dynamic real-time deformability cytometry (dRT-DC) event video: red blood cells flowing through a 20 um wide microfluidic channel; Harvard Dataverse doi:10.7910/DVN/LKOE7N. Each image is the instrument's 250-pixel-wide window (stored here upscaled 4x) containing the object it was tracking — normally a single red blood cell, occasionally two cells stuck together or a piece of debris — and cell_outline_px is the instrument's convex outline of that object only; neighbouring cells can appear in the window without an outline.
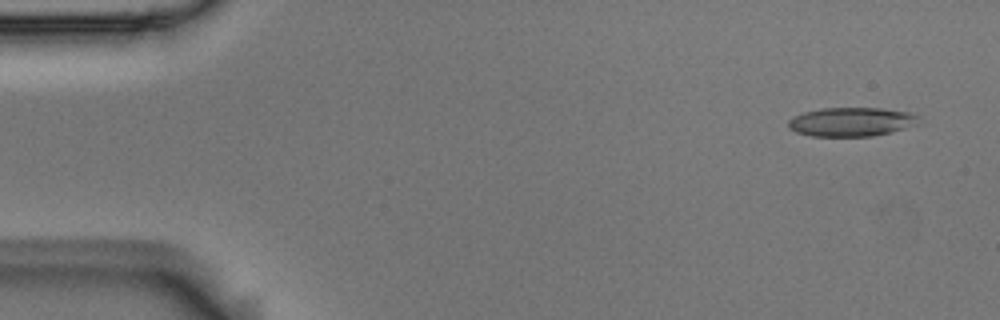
{"species": "Egyptian fruit bat (a non-hibernating species)", "species_latin": "Rousettus aegyptiacus", "temperature_condition": "room temperature", "stored_images_in_passage": 53, "camera_frame_rate_fps": 3000, "um_per_image_px": 0.085, "animal": {"sex": "male"}, "frame": {"image": 1, "passage_image": 3, "time_ms": 0.667, "image_size_px": [1000, 320], "cell_outline_px": [[924, 124], [892, 132], [872, 136], [812, 136], [796, 132], [788, 128], [788, 120], [804, 112], [820, 108], [884, 108], [912, 112], [920, 116]], "centroid_in_image_um": [72.5, 10.35], "position_along_channel_um": 12.5, "area_um2": 22.54}}
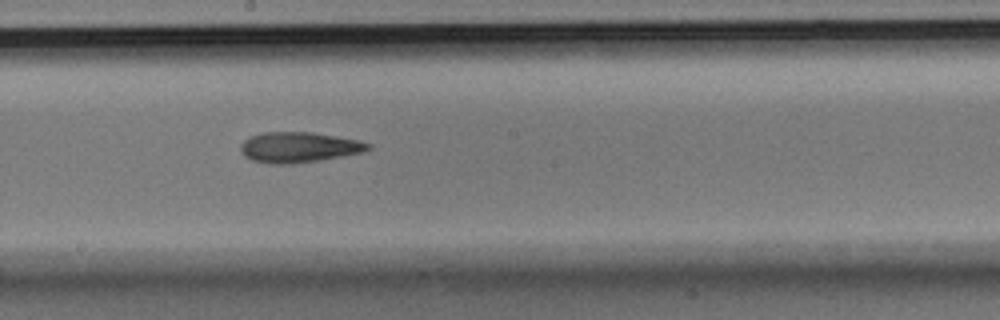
{"frame": {"image": 2, "passage_image": 29, "time_ms": 9.333, "image_size_px": [1000, 320], "cell_outline_px": [[372, 148], [364, 152], [320, 160], [292, 164], [272, 164], [252, 160], [244, 156], [240, 148], [240, 144], [248, 136], [264, 132], [312, 132], [360, 140], [372, 144]], "centroid_in_image_um": [25.41, 12.51], "position_along_channel_um": 222.8, "area_um2": 22.83}}
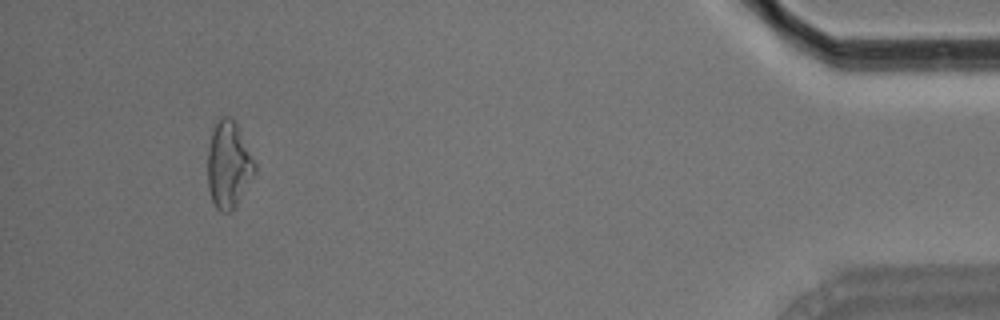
{"frame": {"image": 3, "passage_image": 50, "time_ms": 16.333, "image_size_px": [1000, 320], "cell_outline_px": [[256, 172], [236, 204], [228, 212], [220, 212], [216, 208], [212, 200], [208, 188], [208, 148], [212, 128], [216, 120], [220, 116], [232, 116], [236, 120], [256, 164]], "centroid_in_image_um": [19.42, 13.93], "position_along_channel_um": 415.8, "area_um2": 24.04}, "authors_computed_cell_mechanics": {"area_um2": 22.542, "velocity_mm_per_s": 3.721, "shape_relaxation_time_tau1_ms": null, "shape_relaxation_time_tau2_ms": 7.6091, "deformation_change_tau1": null, "deformation_change_tau2": 0.2054}}